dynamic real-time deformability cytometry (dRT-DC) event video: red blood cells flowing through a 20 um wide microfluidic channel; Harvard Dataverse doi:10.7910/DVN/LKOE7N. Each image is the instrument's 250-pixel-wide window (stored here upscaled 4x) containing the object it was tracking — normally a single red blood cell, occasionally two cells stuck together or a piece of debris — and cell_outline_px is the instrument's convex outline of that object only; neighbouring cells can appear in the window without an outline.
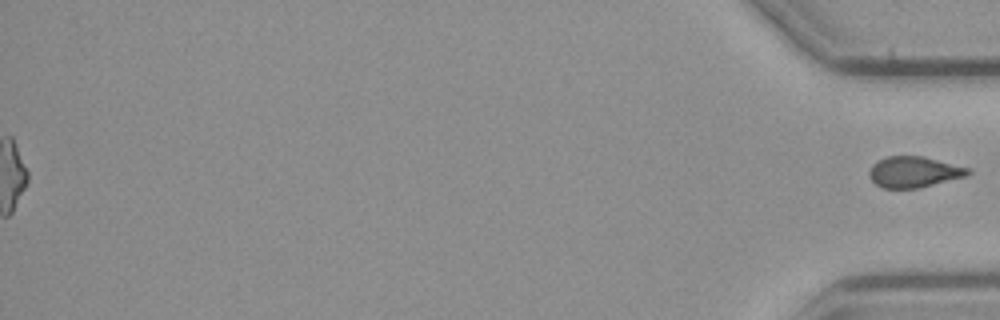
{"species": "common noctule bat (a hibernating species)", "species_latin": "Nyctalus noctula", "temperature_condition": "cold", "stored_images_in_passage": 44, "segment_of_instrument_passage": [2, 2], "camera_frame_rate_fps": 3000, "um_per_image_px": 0.085, "animal": {"sex": "male", "body_mass_g": 23.1, "forearm_length_mm": 52.7}, "frame": {"image": 1, "passage_image": 44, "time_ms": 14.333, "image_size_px": [1000, 320], "cell_outline_px": [[972, 172], [968, 176], [920, 188], [884, 188], [876, 184], [868, 176], [868, 172], [872, 164], [888, 156], [924, 156], [968, 168]], "centroid_in_image_um": [77.69, 14.62], "position_along_channel_um": 357.5, "area_um2": 17.86}}